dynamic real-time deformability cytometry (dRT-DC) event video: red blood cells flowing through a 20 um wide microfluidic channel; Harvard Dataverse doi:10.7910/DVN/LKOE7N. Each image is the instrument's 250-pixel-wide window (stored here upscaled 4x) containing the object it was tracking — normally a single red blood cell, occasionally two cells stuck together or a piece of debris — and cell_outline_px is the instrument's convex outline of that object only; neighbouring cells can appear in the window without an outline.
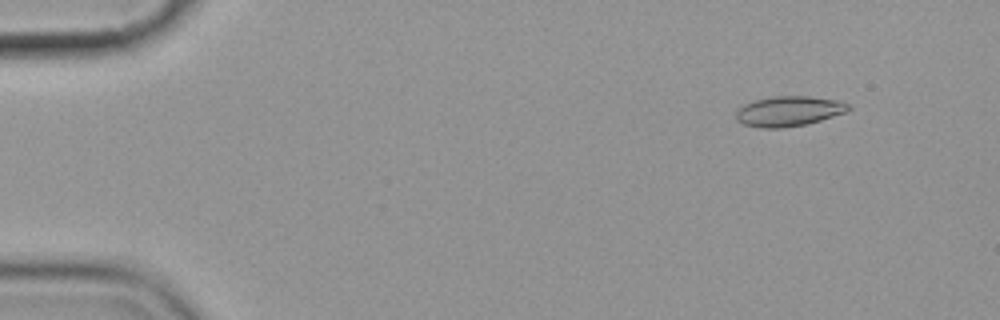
{"species": "common noctule bat (a hibernating species)", "species_latin": "Nyctalus noctula", "temperature_condition": "cold", "stored_images_in_passage": 4, "camera_frame_rate_fps": 3000, "um_per_image_px": 0.085, "animal": {"sex": "female", "body_mass_g": 19.9}, "frame": {"image": 1, "passage_image": 1, "time_ms": 0.0, "image_size_px": [1000, 320], "cell_outline_px": [[852, 108], [844, 112], [808, 124], [784, 128], [760, 128], [744, 124], [736, 120], [736, 112], [744, 104], [756, 100], [772, 96], [808, 96], [836, 100], [848, 104]], "centroid_in_image_um": [67.02, 9.46], "position_along_channel_um": 18.0, "area_um2": 19.59}}
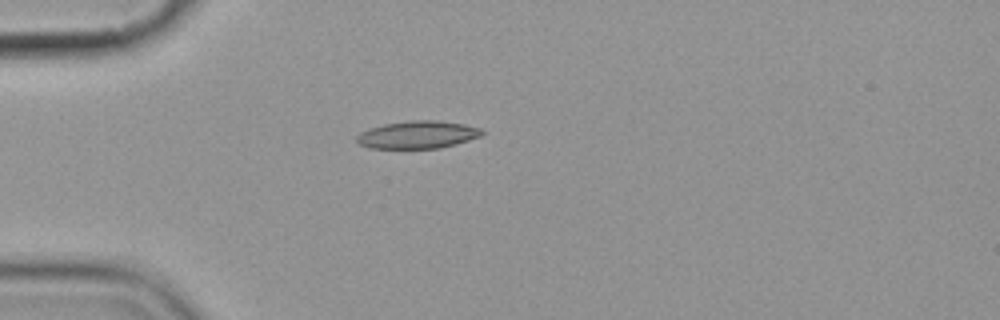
{"frame": {"image": 2, "passage_image": 4, "time_ms": 3.333, "image_size_px": [1000, 320], "cell_outline_px": [[484, 132], [480, 136], [456, 144], [440, 148], [368, 148], [360, 144], [356, 140], [356, 136], [360, 132], [368, 128], [384, 124], [408, 120], [436, 120], [464, 124], [480, 128]], "centroid_in_image_um": [35.47, 11.44], "position_along_channel_um": 49.5, "area_um2": 20.17}}